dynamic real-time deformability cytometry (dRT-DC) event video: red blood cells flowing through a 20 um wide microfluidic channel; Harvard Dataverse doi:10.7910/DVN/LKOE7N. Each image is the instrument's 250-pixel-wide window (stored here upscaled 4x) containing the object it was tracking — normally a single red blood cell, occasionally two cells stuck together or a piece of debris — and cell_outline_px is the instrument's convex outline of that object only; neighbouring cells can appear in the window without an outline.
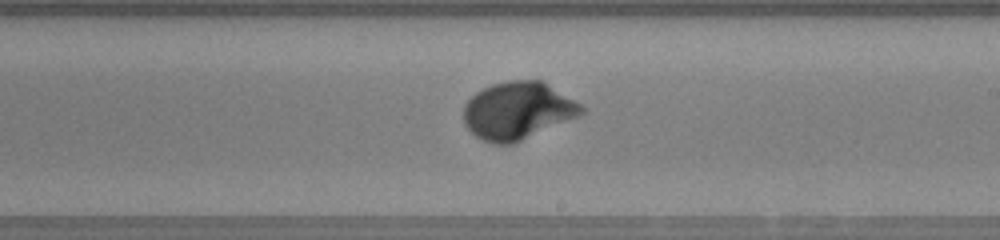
{"species": "human", "species_latin": "Homo sapiens", "temperature_condition": "warm", "stored_images_in_passage": 48, "camera_frame_rate_fps": 3000, "um_per_image_px": 0.085, "donor": {"sex": "female"}, "frame": {"image": 1, "passage_image": 27, "time_ms": 8.667, "image_size_px": [1000, 240], "cell_outline_px": [[584, 112], [580, 116], [512, 144], [492, 144], [476, 136], [464, 124], [464, 104], [476, 92], [492, 84], [508, 80], [540, 80], [580, 104], [584, 108]], "centroid_in_image_um": [43.99, 9.41], "position_along_channel_um": 245.0, "area_um2": 39.13}}
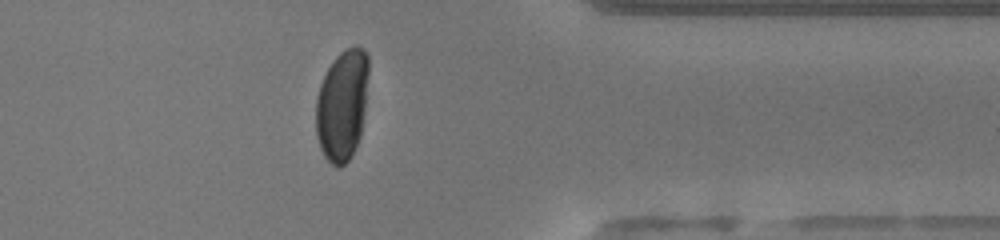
{"frame": {"image": 2, "passage_image": 38, "time_ms": 12.333, "image_size_px": [1000, 240], "cell_outline_px": [[368, 72], [364, 112], [360, 136], [348, 160], [340, 168], [336, 168], [324, 156], [320, 148], [316, 136], [316, 96], [320, 84], [332, 60], [344, 48], [356, 44], [364, 48], [368, 56]], "centroid_in_image_um": [29.07, 8.89], "position_along_channel_um": 382.3, "area_um2": 34.28}}
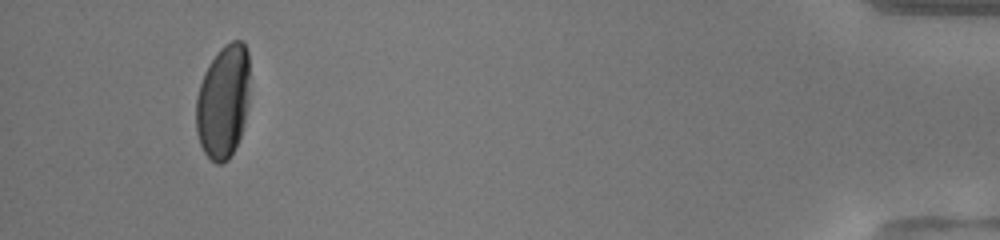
{"frame": {"image": 3, "passage_image": 45, "time_ms": 14.667, "image_size_px": [1000, 240], "cell_outline_px": [[248, 104], [244, 128], [228, 160], [220, 164], [216, 164], [204, 152], [200, 144], [196, 132], [196, 96], [204, 72], [208, 64], [220, 48], [224, 44], [232, 40], [244, 40], [248, 52]], "centroid_in_image_um": [18.97, 8.61], "position_along_channel_um": 416.2, "area_um2": 35.84}, "authors_computed_cell_mechanics": {"area_um2": 37.281, "velocity_mm_per_s": 4.1426, "shape_relaxation_time_tau1_ms": 2.3707, "shape_relaxation_time_tau2_ms": null, "deformation_change_tau1": 0.1476, "deformation_change_tau2": null}}